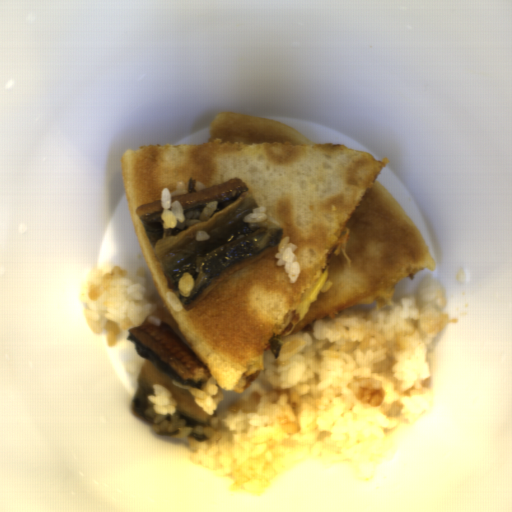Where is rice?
<instances>
[{
  "label": "rice",
  "mask_w": 512,
  "mask_h": 512,
  "mask_svg": "<svg viewBox=\"0 0 512 512\" xmlns=\"http://www.w3.org/2000/svg\"><path fill=\"white\" fill-rule=\"evenodd\" d=\"M446 291L431 273L415 295L378 311L348 308L336 319L280 337L283 347L257 380L209 426L180 417L166 384H152L151 429L186 440L192 460L230 477L231 493L258 497L300 463H349L374 484L394 439L432 407L427 353L449 325Z\"/></svg>",
  "instance_id": "rice-1"
},
{
  "label": "rice",
  "mask_w": 512,
  "mask_h": 512,
  "mask_svg": "<svg viewBox=\"0 0 512 512\" xmlns=\"http://www.w3.org/2000/svg\"><path fill=\"white\" fill-rule=\"evenodd\" d=\"M128 269L112 265L104 269L91 268L81 291L83 309L91 331H105L107 347L116 346L121 330L141 327L148 320L160 326L162 303L145 279L144 267L134 271L131 280Z\"/></svg>",
  "instance_id": "rice-2"
},
{
  "label": "rice",
  "mask_w": 512,
  "mask_h": 512,
  "mask_svg": "<svg viewBox=\"0 0 512 512\" xmlns=\"http://www.w3.org/2000/svg\"><path fill=\"white\" fill-rule=\"evenodd\" d=\"M188 194L183 181L176 182V190L171 193L165 187L160 191L162 210L160 213L161 222L166 230L192 227L202 221H208L218 209L219 202L208 201L202 213L198 208L187 209L186 213L179 200L173 201V196Z\"/></svg>",
  "instance_id": "rice-3"
},
{
  "label": "rice",
  "mask_w": 512,
  "mask_h": 512,
  "mask_svg": "<svg viewBox=\"0 0 512 512\" xmlns=\"http://www.w3.org/2000/svg\"><path fill=\"white\" fill-rule=\"evenodd\" d=\"M298 248V244L291 241V236L287 235L280 239L278 251L274 255L277 258L275 263L278 267L283 266L288 284L292 285L297 282L301 272V264L295 255Z\"/></svg>",
  "instance_id": "rice-4"
},
{
  "label": "rice",
  "mask_w": 512,
  "mask_h": 512,
  "mask_svg": "<svg viewBox=\"0 0 512 512\" xmlns=\"http://www.w3.org/2000/svg\"><path fill=\"white\" fill-rule=\"evenodd\" d=\"M189 390L198 406L202 407L209 416L215 414L218 403L224 398L221 386L217 379L212 376L208 381L201 384L200 387L190 386Z\"/></svg>",
  "instance_id": "rice-5"
},
{
  "label": "rice",
  "mask_w": 512,
  "mask_h": 512,
  "mask_svg": "<svg viewBox=\"0 0 512 512\" xmlns=\"http://www.w3.org/2000/svg\"><path fill=\"white\" fill-rule=\"evenodd\" d=\"M267 212L268 208L266 206L253 208L252 212L242 219V223L247 224L252 232L260 230L261 224L268 219Z\"/></svg>",
  "instance_id": "rice-6"
},
{
  "label": "rice",
  "mask_w": 512,
  "mask_h": 512,
  "mask_svg": "<svg viewBox=\"0 0 512 512\" xmlns=\"http://www.w3.org/2000/svg\"><path fill=\"white\" fill-rule=\"evenodd\" d=\"M195 289V278L192 273L184 272L178 282V291L185 298L191 296Z\"/></svg>",
  "instance_id": "rice-7"
},
{
  "label": "rice",
  "mask_w": 512,
  "mask_h": 512,
  "mask_svg": "<svg viewBox=\"0 0 512 512\" xmlns=\"http://www.w3.org/2000/svg\"><path fill=\"white\" fill-rule=\"evenodd\" d=\"M166 301L172 309L182 312L184 308V302L179 295L168 290L166 294Z\"/></svg>",
  "instance_id": "rice-8"
},
{
  "label": "rice",
  "mask_w": 512,
  "mask_h": 512,
  "mask_svg": "<svg viewBox=\"0 0 512 512\" xmlns=\"http://www.w3.org/2000/svg\"><path fill=\"white\" fill-rule=\"evenodd\" d=\"M211 238V234L209 232H205V231H197L196 233V236H195V239H196V242H201V241H207V240H210Z\"/></svg>",
  "instance_id": "rice-9"
}]
</instances>
